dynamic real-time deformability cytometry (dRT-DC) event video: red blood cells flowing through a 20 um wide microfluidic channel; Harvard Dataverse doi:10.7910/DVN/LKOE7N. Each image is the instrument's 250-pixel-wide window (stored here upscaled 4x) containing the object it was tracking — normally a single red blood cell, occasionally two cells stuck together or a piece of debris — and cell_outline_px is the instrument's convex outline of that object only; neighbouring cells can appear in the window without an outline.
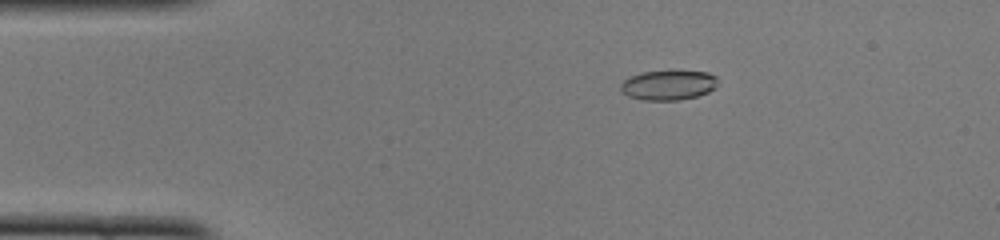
{"species": "common noctule bat (a hibernating species)", "species_latin": "Nyctalus noctula", "temperature_condition": "cold", "stored_images_in_passage": 49, "camera_frame_rate_fps": 3000, "um_per_image_px": 0.085, "animal": {"sex": "female", "body_mass_g": 22.0, "forearm_length_mm": 56.7}, "frame": {"image": 1, "passage_image": 9, "time_ms": 2.667, "image_size_px": [1000, 240], "cell_outline_px": [[716, 88], [708, 92], [696, 96], [680, 100], [644, 100], [628, 96], [620, 88], [620, 84], [624, 80], [632, 76], [644, 72], [708, 72], [716, 76]], "centroid_in_image_um": [56.82, 7.25], "position_along_channel_um": 28.2, "area_um2": 16.47}}
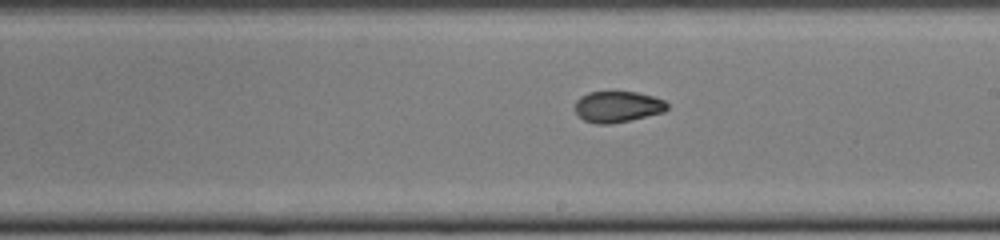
{"frame": {"image": 2, "passage_image": 28, "time_ms": 9.0, "image_size_px": [1000, 240], "cell_outline_px": [[668, 108], [664, 112], [628, 120], [608, 124], [596, 124], [584, 120], [576, 112], [576, 100], [580, 96], [588, 92], [636, 92], [652, 96], [664, 100], [668, 104]], "centroid_in_image_um": [52.49, 9.06], "position_along_channel_um": 236.5, "area_um2": 16.53}}
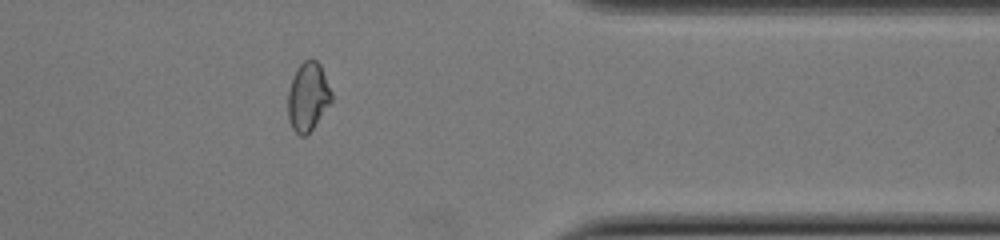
{"frame": {"image": 3, "passage_image": 40, "time_ms": 13.0, "image_size_px": [1000, 240], "cell_outline_px": [[332, 100], [312, 128], [304, 136], [300, 136], [292, 128], [288, 116], [288, 92], [296, 68], [304, 60], [316, 60], [320, 64], [332, 92]], "centroid_in_image_um": [26.17, 8.2], "position_along_channel_um": 385.2, "area_um2": 17.11}, "authors_computed_cell_mechanics": {"area_um2": 17.1666, "velocity_mm_per_s": 4.11, "shape_relaxation_time_tau1_ms": null, "shape_relaxation_time_tau2_ms": 2.2733, "deformation_change_tau1": null, "deformation_change_tau2": 0.0624}}